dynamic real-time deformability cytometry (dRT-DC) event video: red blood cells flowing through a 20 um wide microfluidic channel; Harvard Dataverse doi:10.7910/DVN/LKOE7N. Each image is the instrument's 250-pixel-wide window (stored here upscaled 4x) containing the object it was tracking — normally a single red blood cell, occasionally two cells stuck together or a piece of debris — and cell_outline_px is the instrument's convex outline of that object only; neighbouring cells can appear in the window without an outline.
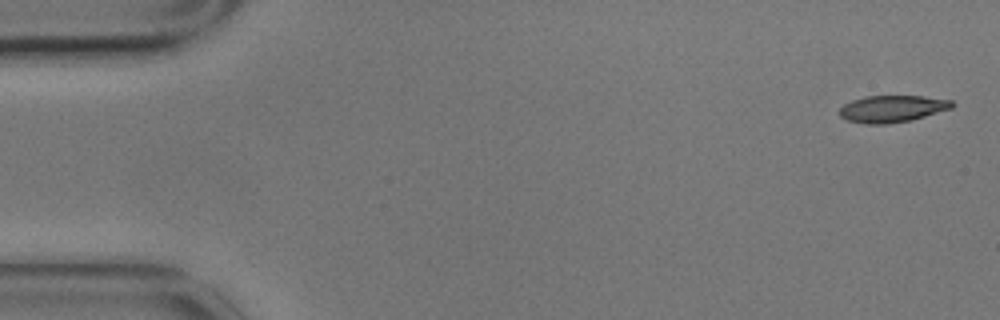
{"species": "common noctule bat (a hibernating species)", "species_latin": "Nyctalus noctula", "temperature_condition": "cold", "stored_images_in_passage": 5, "camera_frame_rate_fps": 3000, "um_per_image_px": 0.085, "animal": {"sex": "male", "body_mass_g": 17.9}, "frame": {"image": 1, "passage_image": 1, "time_ms": 0.0, "image_size_px": [1000, 320], "cell_outline_px": [[956, 104], [952, 108], [912, 120], [888, 124], [864, 124], [848, 120], [840, 116], [840, 108], [844, 104], [852, 100], [864, 96], [924, 96], [952, 100]], "centroid_in_image_um": [75.86, 9.24], "position_along_channel_um": 9.1, "area_um2": 17.74}}
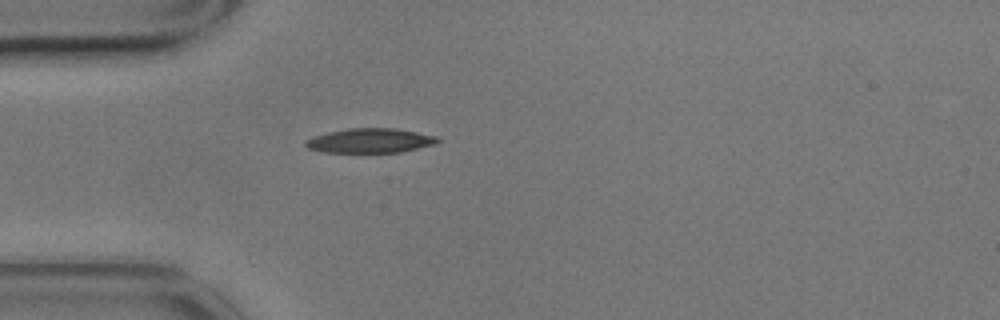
{"frame": {"image": 2, "passage_image": 5, "time_ms": 1.333, "image_size_px": [1000, 320], "cell_outline_px": [[440, 140], [436, 144], [400, 152], [324, 152], [308, 148], [304, 144], [304, 140], [328, 132], [348, 128], [396, 128], [436, 136]], "centroid_in_image_um": [31.46, 11.95], "position_along_channel_um": 53.5, "area_um2": 18.73}}